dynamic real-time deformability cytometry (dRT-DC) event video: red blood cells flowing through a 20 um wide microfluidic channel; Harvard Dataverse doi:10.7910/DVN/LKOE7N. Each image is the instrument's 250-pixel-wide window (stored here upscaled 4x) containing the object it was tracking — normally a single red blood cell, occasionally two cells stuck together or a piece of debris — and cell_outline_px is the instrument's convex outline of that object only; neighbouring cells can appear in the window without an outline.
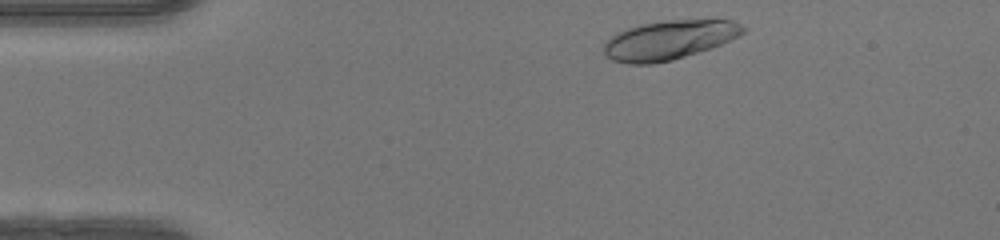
{"species": "human", "species_latin": "Homo sapiens", "temperature_condition": "warm", "stored_images_in_passage": 36, "camera_frame_rate_fps": 3000, "um_per_image_px": 0.085, "donor": {"sex": "female"}, "frame": {"image": 1, "passage_image": 2, "time_ms": 0.333, "image_size_px": [1000, 240], "cell_outline_px": [[748, 28], [744, 32], [712, 48], [672, 60], [652, 64], [628, 64], [612, 60], [604, 56], [604, 44], [616, 32], [640, 24], [664, 20], [732, 20]], "centroid_in_image_um": [56.84, 3.4], "position_along_channel_um": 28.2, "area_um2": 31.73}}
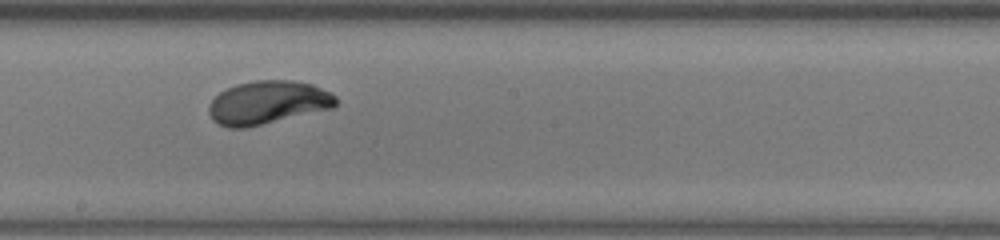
{"frame": {"image": 2, "passage_image": 21, "time_ms": 6.667, "image_size_px": [1000, 240], "cell_outline_px": [[336, 104], [332, 108], [244, 128], [228, 128], [216, 124], [212, 120], [208, 112], [208, 104], [220, 92], [236, 84], [256, 80], [292, 80], [312, 84], [332, 92], [336, 96]], "centroid_in_image_um": [22.73, 8.71], "position_along_channel_um": 225.5, "area_um2": 32.08}}
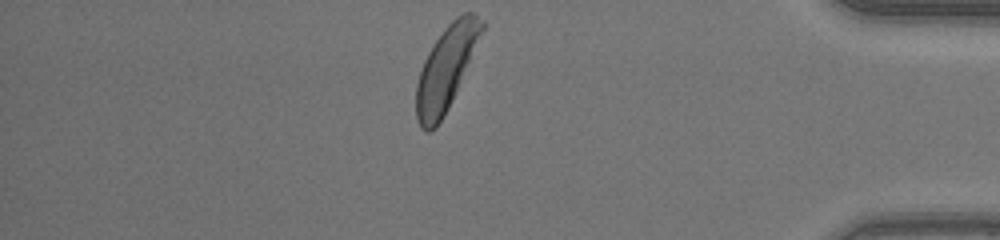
{"frame": {"image": 3, "passage_image": 36, "time_ms": 11.667, "image_size_px": [1000, 240], "cell_outline_px": [[484, 28], [456, 92], [448, 108], [436, 128], [428, 132], [424, 132], [420, 128], [416, 120], [416, 84], [424, 60], [428, 52], [444, 28], [456, 16], [464, 12], [472, 12], [484, 20]], "centroid_in_image_um": [37.89, 5.82], "position_along_channel_um": 397.3, "area_um2": 31.62}, "authors_computed_cell_mechanics": {"area_um2": 31.5299, "velocity_mm_per_s": 4.1614, "shape_relaxation_time_tau1_ms": 2.752, "shape_relaxation_time_tau2_ms": null, "deformation_change_tau1": 0.1958, "deformation_change_tau2": null}}